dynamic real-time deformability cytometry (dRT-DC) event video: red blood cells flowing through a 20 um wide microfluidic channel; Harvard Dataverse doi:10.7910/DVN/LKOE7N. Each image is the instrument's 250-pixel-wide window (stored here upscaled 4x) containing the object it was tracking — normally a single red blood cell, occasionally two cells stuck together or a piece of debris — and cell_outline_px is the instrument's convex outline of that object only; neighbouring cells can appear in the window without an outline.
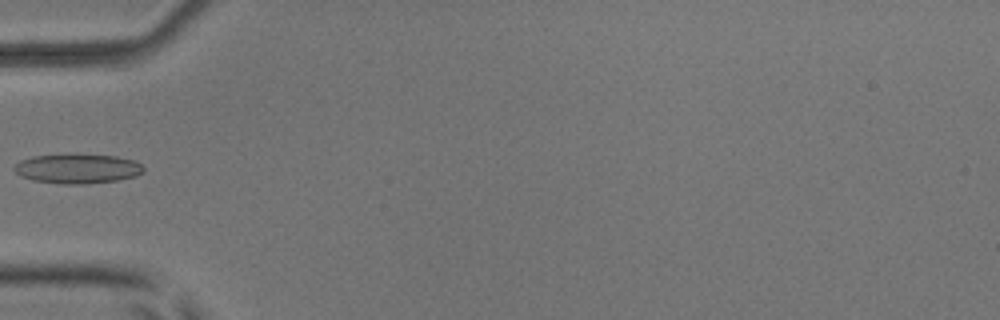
{"species": "common noctule bat (a hibernating species)", "species_latin": "Nyctalus noctula", "temperature_condition": "room temperature", "stored_images_in_passage": 5, "camera_frame_rate_fps": 3000, "um_per_image_px": 0.085, "animal": {"sex": "male", "body_mass_g": 17.9, "forearm_length_mm": 54.2}, "frame": {"image": 1, "passage_image": 3, "time_ms": 0.667, "image_size_px": [1000, 320], "cell_outline_px": [[144, 172], [136, 176], [116, 180], [80, 184], [64, 184], [32, 180], [20, 176], [12, 168], [20, 160], [32, 156], [68, 152], [116, 156], [136, 160], [144, 168]], "centroid_in_image_um": [6.56, 14.29], "position_along_channel_um": 78.4, "area_um2": 22.89}}
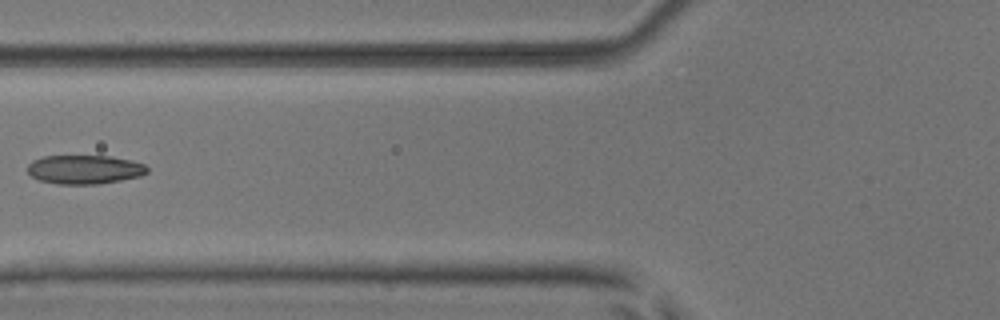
{"frame": {"image": 2, "passage_image": 4, "time_ms": 1.0, "image_size_px": [1000, 320], "cell_outline_px": [[148, 172], [140, 176], [120, 180], [96, 184], [56, 184], [40, 180], [32, 176], [28, 172], [28, 164], [32, 160], [44, 156], [112, 156], [132, 160], [144, 164], [148, 168]], "centroid_in_image_um": [7.19, 14.4], "position_along_channel_um": 118.6, "area_um2": 20.17}}
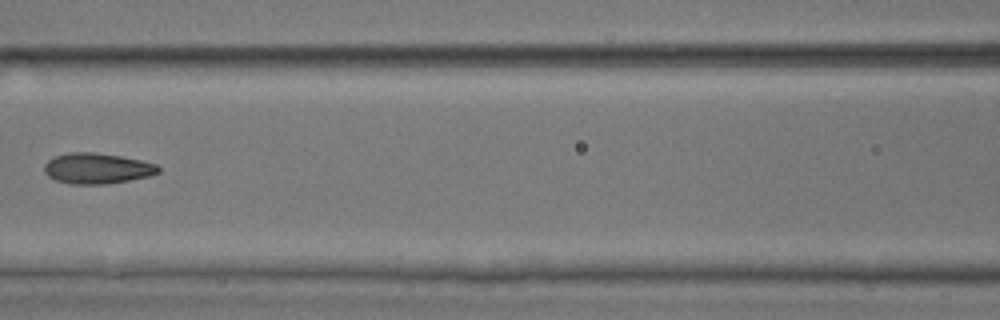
{"frame": {"image": 3, "passage_image": 5, "time_ms": 1.333, "image_size_px": [1000, 320], "cell_outline_px": [[160, 172], [148, 176], [128, 180], [104, 184], [68, 184], [56, 180], [48, 176], [44, 172], [44, 164], [48, 160], [56, 156], [72, 152], [92, 152], [120, 156], [140, 160], [156, 164], [160, 168]], "centroid_in_image_um": [8.23, 14.32], "position_along_channel_um": 158.4, "area_um2": 20.23}}